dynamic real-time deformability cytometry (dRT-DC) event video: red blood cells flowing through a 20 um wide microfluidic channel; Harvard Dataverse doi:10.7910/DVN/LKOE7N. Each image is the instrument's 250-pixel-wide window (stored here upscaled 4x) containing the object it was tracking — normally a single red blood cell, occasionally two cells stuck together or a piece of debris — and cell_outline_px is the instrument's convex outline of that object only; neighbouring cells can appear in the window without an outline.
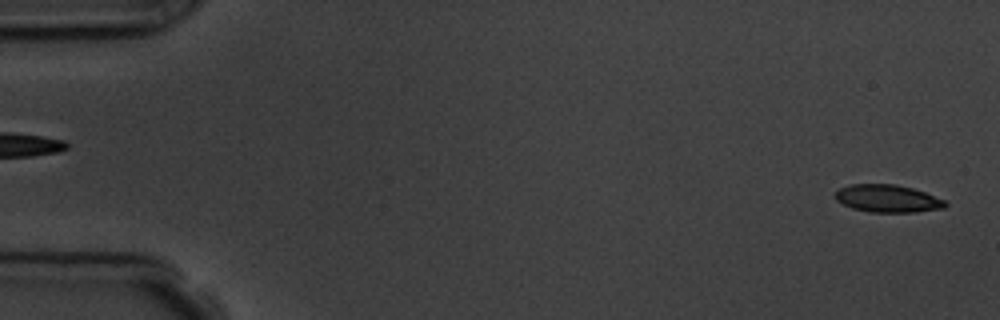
{"species": "common noctule bat (a hibernating species)", "species_latin": "Nyctalus noctula", "temperature_condition": "room temperature", "stored_images_in_passage": 6, "segment_of_instrument_passage": [2, 2], "camera_frame_rate_fps": 3000, "um_per_image_px": 0.085, "animal": {"sex": "male", "body_mass_g": 19.5, "forearm_length_mm": 54.6}, "frame": {"image": 1, "passage_image": 6, "time_ms": 5.667, "image_size_px": [1000, 320], "cell_outline_px": [[948, 204], [944, 208], [916, 212], [868, 212], [852, 208], [836, 200], [836, 192], [840, 188], [852, 184], [896, 184], [912, 188], [924, 192], [944, 200]], "centroid_in_image_um": [75.46, 16.88], "position_along_channel_um": 9.5, "area_um2": 17.57}}